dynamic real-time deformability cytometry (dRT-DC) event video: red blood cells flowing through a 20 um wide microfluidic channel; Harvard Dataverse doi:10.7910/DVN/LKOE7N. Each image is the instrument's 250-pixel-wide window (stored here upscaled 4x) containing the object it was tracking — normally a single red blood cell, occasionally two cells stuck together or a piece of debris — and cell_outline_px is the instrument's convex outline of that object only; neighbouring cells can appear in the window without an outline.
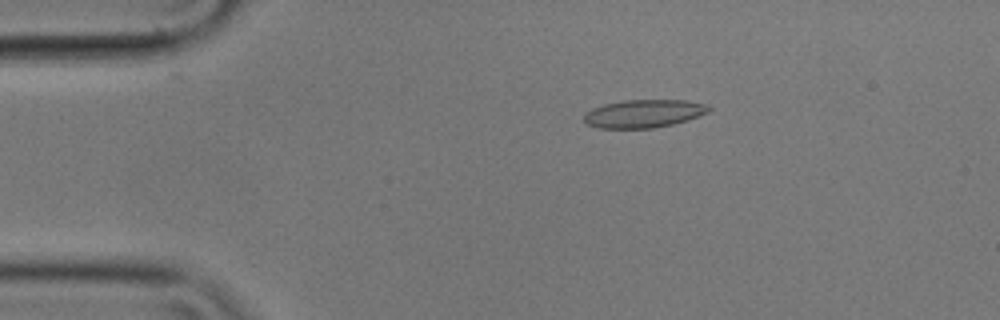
{"species": "common noctule bat (a hibernating species)", "species_latin": "Nyctalus noctula", "temperature_condition": "cold", "stored_images_in_passage": 56, "camera_frame_rate_fps": 3000, "um_per_image_px": 0.085, "animal": {"sex": "male", "body_mass_g": 17.9}, "frame": {"image": 1, "passage_image": 10, "time_ms": 3.0, "image_size_px": [1000, 320], "cell_outline_px": [[712, 108], [708, 112], [700, 116], [688, 120], [672, 124], [652, 128], [596, 128], [588, 124], [584, 120], [584, 112], [592, 108], [604, 104], [624, 100], [688, 100], [708, 104]], "centroid_in_image_um": [54.74, 9.65], "position_along_channel_um": 30.3, "area_um2": 20.58}}
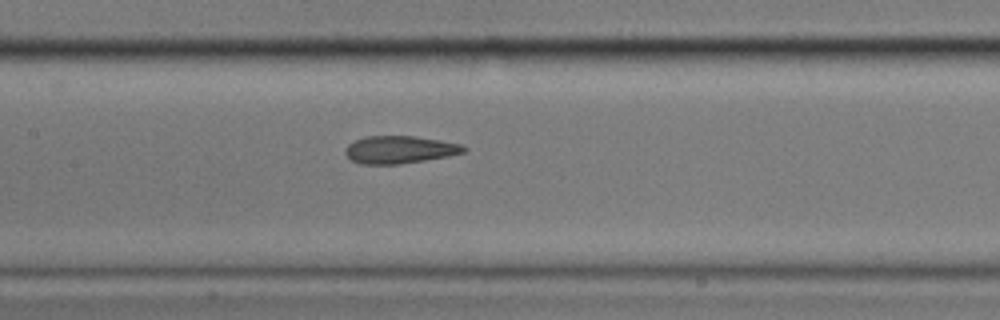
{"frame": {"image": 2, "passage_image": 26, "time_ms": 8.333, "image_size_px": [1000, 320], "cell_outline_px": [[468, 148], [464, 152], [448, 156], [400, 164], [360, 164], [352, 160], [344, 152], [344, 148], [348, 144], [364, 136], [416, 136], [464, 144]], "centroid_in_image_um": [33.98, 12.71], "position_along_channel_um": 173.4, "area_um2": 19.13}}
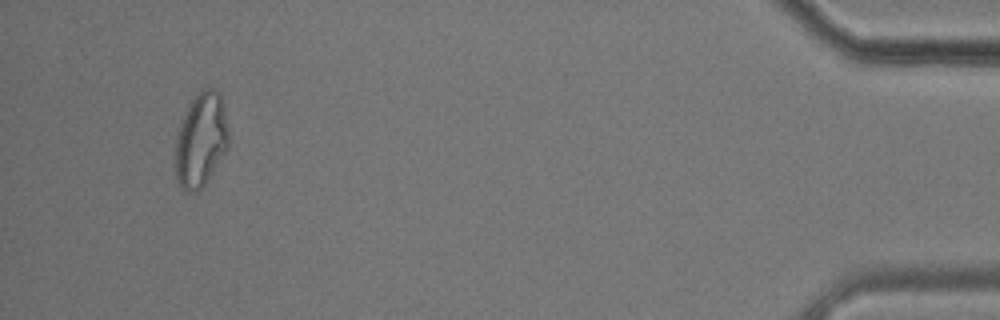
{"frame": {"image": 3, "passage_image": 53, "time_ms": 17.333, "image_size_px": [1000, 320], "cell_outline_px": [[228, 148], [208, 180], [196, 192], [188, 192], [180, 188], [176, 180], [176, 136], [180, 124], [192, 100], [204, 88], [212, 88], [220, 92], [228, 128]], "centroid_in_image_um": [17.08, 11.93], "position_along_channel_um": 418.1, "area_um2": 28.96}, "authors_computed_cell_mechanics": {"area_um2": 20.4901, "velocity_mm_per_s": 3.5306, "shape_relaxation_time_tau1_ms": 10.7425, "shape_relaxation_time_tau2_ms": 1.5262, "deformation_change_tau1": 0.2639, "deformation_change_tau2": 0.0936}}